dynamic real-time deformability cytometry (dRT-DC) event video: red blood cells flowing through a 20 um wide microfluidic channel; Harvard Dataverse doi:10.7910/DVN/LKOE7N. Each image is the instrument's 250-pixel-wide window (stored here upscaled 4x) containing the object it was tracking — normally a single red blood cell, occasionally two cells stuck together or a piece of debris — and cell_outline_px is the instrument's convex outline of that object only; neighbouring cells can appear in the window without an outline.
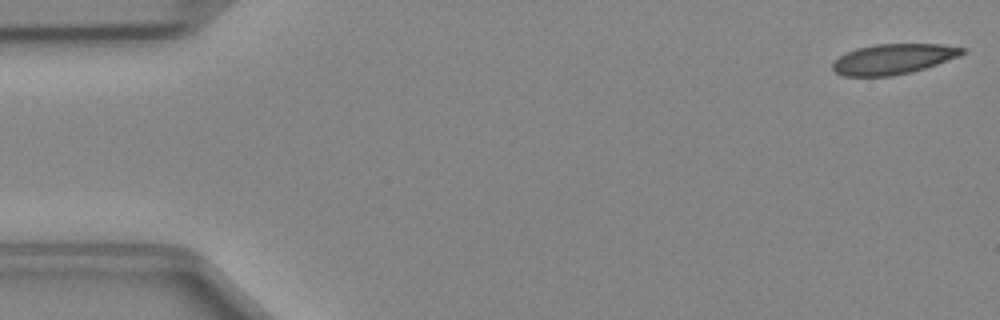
{"species": "Egyptian fruit bat (a non-hibernating species)", "species_latin": "Rousettus aegyptiacus", "temperature_condition": "cold", "stored_images_in_passage": 47, "camera_frame_rate_fps": 3000, "um_per_image_px": 0.085, "animal": {"sex": "female"}, "frame": {"image": 1, "passage_image": 1, "time_ms": 0.0, "image_size_px": [1000, 320], "cell_outline_px": [[968, 52], [960, 56], [924, 68], [892, 76], [844, 76], [836, 72], [832, 68], [832, 64], [840, 56], [856, 48], [876, 44], [940, 44], [968, 48]], "centroid_in_image_um": [75.97, 5.0], "position_along_channel_um": 9.0, "area_um2": 22.77}}
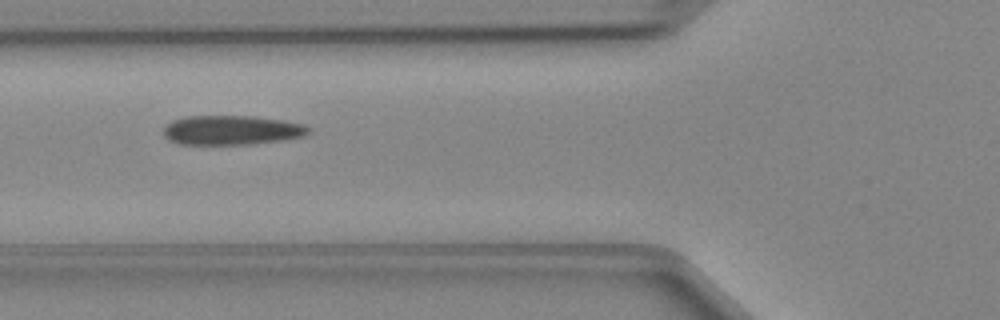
{"frame": {"image": 2, "passage_image": 17, "time_ms": 5.333, "image_size_px": [1000, 320], "cell_outline_px": [[312, 132], [304, 136], [284, 140], [252, 144], [180, 144], [168, 140], [164, 136], [164, 124], [172, 120], [188, 116], [252, 116], [284, 120], [304, 124], [312, 128]], "centroid_in_image_um": [19.72, 11.06], "position_along_channel_um": 106.1, "area_um2": 25.2}}
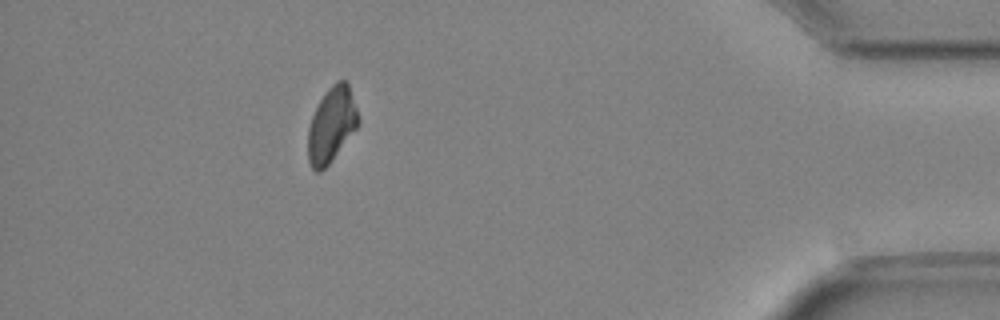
{"frame": {"image": 3, "passage_image": 42, "time_ms": 13.667, "image_size_px": [1000, 320], "cell_outline_px": [[360, 120], [356, 128], [328, 164], [320, 172], [316, 172], [312, 168], [308, 160], [308, 128], [312, 116], [320, 100], [328, 88], [336, 80], [344, 80], [348, 84]], "centroid_in_image_um": [28.16, 10.6], "position_along_channel_um": 407.0, "area_um2": 21.56}}